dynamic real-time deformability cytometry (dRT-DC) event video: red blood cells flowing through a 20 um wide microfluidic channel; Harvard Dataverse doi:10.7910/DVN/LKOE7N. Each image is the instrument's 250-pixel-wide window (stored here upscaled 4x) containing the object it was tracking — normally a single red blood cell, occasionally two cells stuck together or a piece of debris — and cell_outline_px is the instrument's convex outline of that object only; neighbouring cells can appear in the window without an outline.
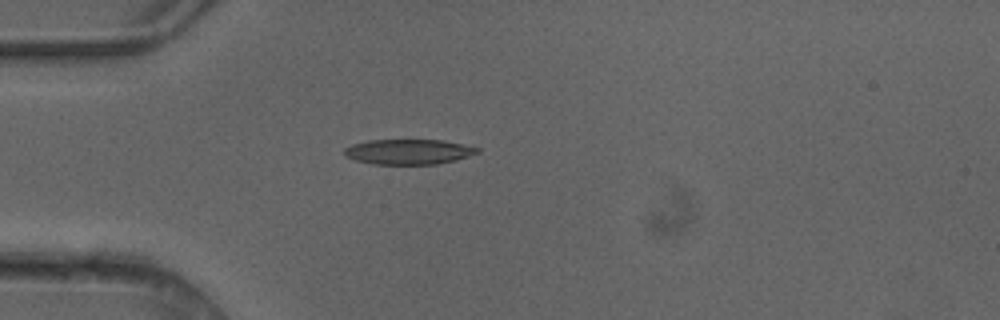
{"species": "common noctule bat (a hibernating species)", "species_latin": "Nyctalus noctula", "temperature_condition": "cold", "stored_images_in_passage": 3, "camera_frame_rate_fps": 3000, "um_per_image_px": 0.085, "animal": {"sex": "female"}, "frame": {"image": 1, "passage_image": 3, "time_ms": 0.667, "image_size_px": [1000, 320], "cell_outline_px": [[480, 152], [456, 160], [436, 164], [372, 164], [356, 160], [344, 156], [344, 148], [352, 144], [368, 140], [444, 140], [480, 148]], "centroid_in_image_um": [34.71, 12.9], "position_along_channel_um": 50.3, "area_um2": 19.54}}